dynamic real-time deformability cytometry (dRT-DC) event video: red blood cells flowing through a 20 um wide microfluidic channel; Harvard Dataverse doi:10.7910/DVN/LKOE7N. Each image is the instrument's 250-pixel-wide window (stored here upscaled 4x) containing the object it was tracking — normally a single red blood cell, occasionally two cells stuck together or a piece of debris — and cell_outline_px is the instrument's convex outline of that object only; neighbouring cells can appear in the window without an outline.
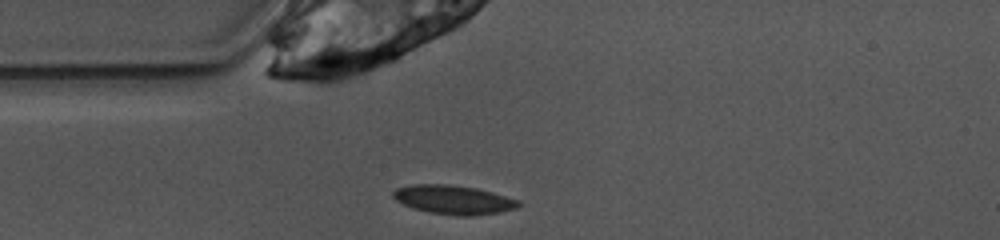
{"species": "common noctule bat (a hibernating species)", "species_latin": "Nyctalus noctula", "temperature_condition": "warm", "stored_images_in_passage": 39, "camera_frame_rate_fps": 3000, "um_per_image_px": 0.085, "animal": {"sex": "female", "body_mass_g": 10.0, "forearm_length_mm": 53.1}, "frame": {"image": 1, "passage_image": 1, "time_ms": 0.0, "image_size_px": [1000, 240], "cell_outline_px": [[524, 204], [516, 208], [500, 212], [472, 216], [460, 216], [428, 212], [412, 208], [396, 200], [392, 196], [392, 192], [396, 188], [412, 184], [448, 184], [476, 188], [492, 192], [520, 200]], "centroid_in_image_um": [38.57, 16.98], "position_along_channel_um": 46.4, "area_um2": 21.33}}
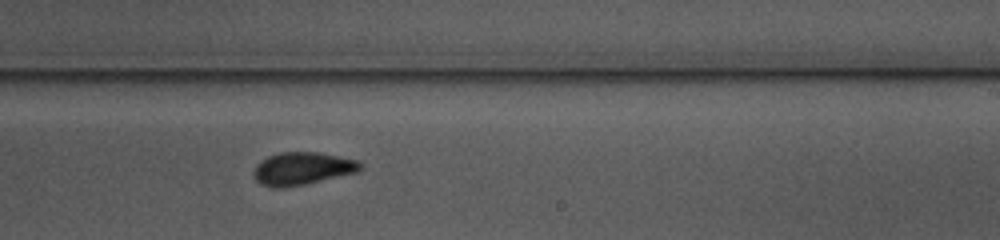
{"frame": {"image": 2, "passage_image": 18, "time_ms": 5.667, "image_size_px": [1000, 240], "cell_outline_px": [[364, 168], [356, 172], [304, 184], [284, 188], [272, 188], [260, 184], [256, 180], [252, 172], [256, 164], [260, 160], [268, 156], [280, 152], [316, 152], [360, 160], [364, 164]], "centroid_in_image_um": [25.68, 14.32], "position_along_channel_um": 263.3, "area_um2": 20.52}}
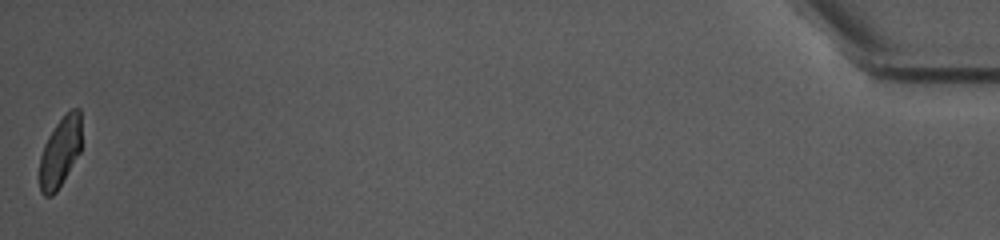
{"frame": {"image": 3, "passage_image": 39, "time_ms": 12.667, "image_size_px": [1000, 240], "cell_outline_px": [[80, 152], [56, 192], [52, 196], [44, 196], [40, 192], [40, 156], [44, 144], [48, 136], [56, 124], [72, 108], [80, 108]], "centroid_in_image_um": [5.09, 12.94], "position_along_channel_um": 430.1, "area_um2": 16.82}, "authors_computed_cell_mechanics": {"area_um2": 19.8832, "velocity_mm_per_s": 3.9091, "shape_relaxation_time_tau1_ms": 5.8412, "shape_relaxation_time_tau2_ms": 1.7357, "deformation_change_tau1": 0.1434, "deformation_change_tau2": 0.0554}}